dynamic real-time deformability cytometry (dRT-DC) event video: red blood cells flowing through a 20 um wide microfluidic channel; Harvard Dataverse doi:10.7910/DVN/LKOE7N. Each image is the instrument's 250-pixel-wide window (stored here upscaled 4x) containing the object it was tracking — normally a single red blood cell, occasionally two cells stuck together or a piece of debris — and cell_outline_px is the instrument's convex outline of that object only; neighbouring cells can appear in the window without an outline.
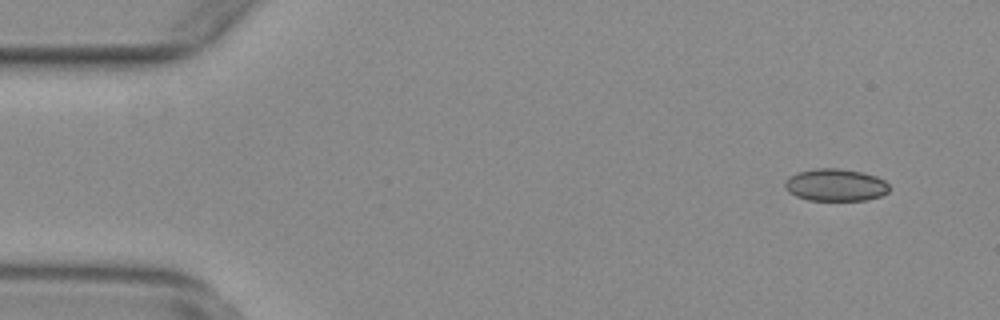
{"species": "common noctule bat (a hibernating species)", "species_latin": "Nyctalus noctula", "temperature_condition": "warm", "stored_images_in_passage": 55, "camera_frame_rate_fps": 3000, "um_per_image_px": 0.085, "animal": {"sex": "female", "body_mass_g": 29.2, "forearm_length_mm": 56.3}, "frame": {"image": 1, "passage_image": 5, "time_ms": 1.333, "image_size_px": [1000, 320], "cell_outline_px": [[888, 192], [880, 196], [868, 200], [808, 200], [796, 196], [788, 192], [784, 188], [784, 180], [788, 176], [796, 172], [816, 168], [840, 168], [860, 172], [876, 176], [884, 180], [888, 184]], "centroid_in_image_um": [70.97, 15.72], "position_along_channel_um": 14.0, "area_um2": 19.83}}
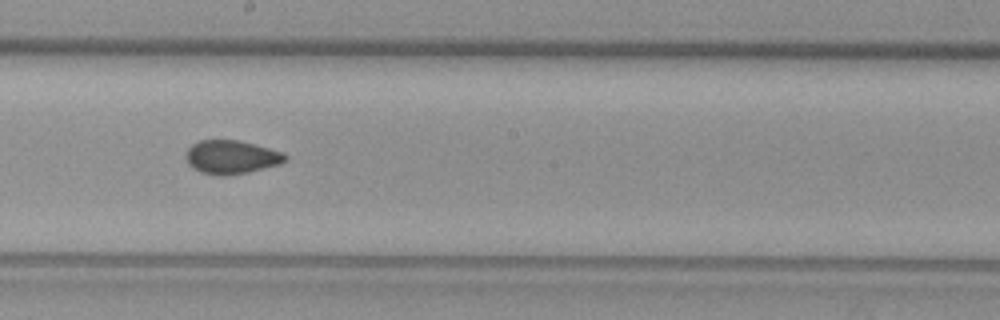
{"frame": {"image": 2, "passage_image": 31, "time_ms": 10.0, "image_size_px": [1000, 320], "cell_outline_px": [[288, 160], [280, 164], [248, 172], [224, 176], [220, 176], [200, 172], [192, 168], [188, 164], [184, 156], [188, 148], [192, 144], [200, 140], [236, 140], [284, 152], [288, 156]], "centroid_in_image_um": [19.65, 13.36], "position_along_channel_um": 228.6, "area_um2": 19.54}}
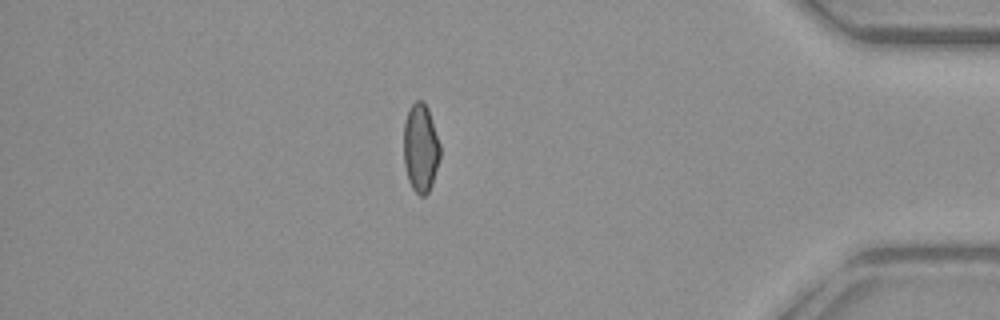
{"frame": {"image": 3, "passage_image": 48, "time_ms": 15.667, "image_size_px": [1000, 320], "cell_outline_px": [[440, 160], [432, 184], [428, 192], [424, 196], [420, 196], [412, 188], [408, 180], [404, 164], [404, 120], [408, 108], [416, 100], [424, 100], [428, 108], [440, 144]], "centroid_in_image_um": [35.75, 12.56], "position_along_channel_um": 399.5, "area_um2": 19.02}, "authors_computed_cell_mechanics": {"area_um2": 19.4786, "velocity_mm_per_s": 3.7603, "shape_relaxation_time_tau1_ms": null, "shape_relaxation_time_tau2_ms": 1.5067, "deformation_change_tau1": null, "deformation_change_tau2": 0.0524}}